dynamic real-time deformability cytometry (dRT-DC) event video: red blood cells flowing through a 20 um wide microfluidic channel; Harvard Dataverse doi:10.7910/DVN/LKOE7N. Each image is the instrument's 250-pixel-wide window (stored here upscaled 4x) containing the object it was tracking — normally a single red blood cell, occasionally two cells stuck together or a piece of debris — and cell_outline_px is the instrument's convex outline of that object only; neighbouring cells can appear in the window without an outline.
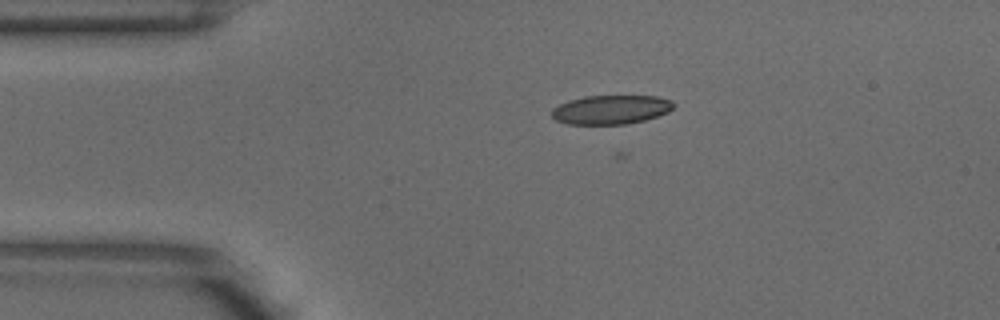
{"species": "common noctule bat (a hibernating species)", "species_latin": "Nyctalus noctula", "temperature_condition": "warm", "stored_images_in_passage": 5, "camera_frame_rate_fps": 3000, "um_per_image_px": 0.085, "animal": {"sex": "male", "body_mass_g": 18.8}, "frame": {"image": 1, "passage_image": 4, "time_ms": 1.0, "image_size_px": [1000, 320], "cell_outline_px": [[676, 104], [668, 112], [644, 120], [628, 124], [568, 124], [556, 120], [552, 116], [552, 108], [568, 100], [584, 96], [656, 96], [672, 100]], "centroid_in_image_um": [51.93, 9.31], "position_along_channel_um": 33.1, "area_um2": 20.63}}